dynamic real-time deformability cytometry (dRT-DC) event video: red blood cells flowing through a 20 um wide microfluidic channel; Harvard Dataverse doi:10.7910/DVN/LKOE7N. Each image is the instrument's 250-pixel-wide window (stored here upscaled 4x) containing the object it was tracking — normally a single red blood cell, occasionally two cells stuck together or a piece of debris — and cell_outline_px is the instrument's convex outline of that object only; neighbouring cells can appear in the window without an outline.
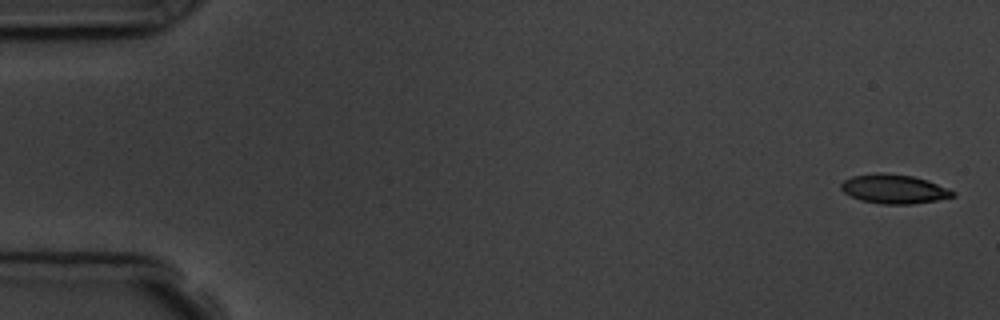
{"species": "common noctule bat (a hibernating species)", "species_latin": "Nyctalus noctula", "temperature_condition": "room temperature", "stored_images_in_passage": 5, "camera_frame_rate_fps": 3000, "um_per_image_px": 0.085, "animal": {"sex": "male", "body_mass_g": 19.5, "forearm_length_mm": 54.6}, "frame": {"image": 1, "passage_image": 1, "time_ms": 0.0, "image_size_px": [1000, 320], "cell_outline_px": [[956, 196], [936, 200], [912, 204], [880, 204], [860, 200], [844, 192], [840, 188], [840, 184], [844, 180], [852, 176], [876, 172], [880, 172], [912, 176], [928, 180], [948, 188], [956, 192]], "centroid_in_image_um": [75.99, 16.06], "position_along_channel_um": 9.0, "area_um2": 19.07}}
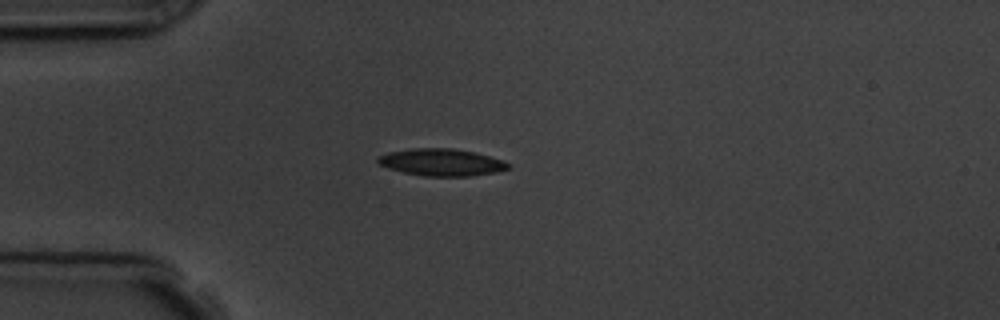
{"frame": {"image": 2, "passage_image": 5, "time_ms": 4.333, "image_size_px": [1000, 320], "cell_outline_px": [[512, 168], [496, 172], [468, 176], [424, 176], [404, 172], [388, 168], [380, 164], [376, 160], [376, 156], [388, 152], [412, 148], [452, 148], [476, 152], [504, 160]], "centroid_in_image_um": [37.53, 13.78], "position_along_channel_um": 47.5, "area_um2": 20.69}}